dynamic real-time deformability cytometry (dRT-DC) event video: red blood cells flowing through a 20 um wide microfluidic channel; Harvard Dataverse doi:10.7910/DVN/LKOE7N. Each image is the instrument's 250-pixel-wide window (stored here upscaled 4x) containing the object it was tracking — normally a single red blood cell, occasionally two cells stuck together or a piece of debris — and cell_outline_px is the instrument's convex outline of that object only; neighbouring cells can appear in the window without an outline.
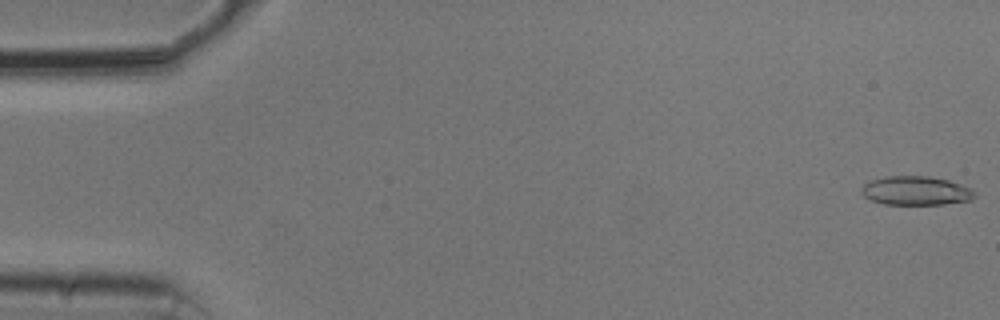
{"species": "common noctule bat (a hibernating species)", "species_latin": "Nyctalus noctula", "temperature_condition": "cold", "stored_images_in_passage": 13, "camera_frame_rate_fps": 3000, "um_per_image_px": 0.085, "animal": {"sex": "male", "body_mass_g": 20.5, "forearm_length_mm": 52.5}, "frame": {"image": 1, "passage_image": 1, "time_ms": 0.0, "image_size_px": [1000, 320], "cell_outline_px": [[976, 196], [972, 200], [944, 204], [884, 204], [872, 200], [864, 196], [860, 192], [860, 188], [868, 180], [888, 176], [928, 176], [948, 180], [972, 188], [976, 192]], "centroid_in_image_um": [77.86, 16.2], "position_along_channel_um": 7.1, "area_um2": 19.25}}